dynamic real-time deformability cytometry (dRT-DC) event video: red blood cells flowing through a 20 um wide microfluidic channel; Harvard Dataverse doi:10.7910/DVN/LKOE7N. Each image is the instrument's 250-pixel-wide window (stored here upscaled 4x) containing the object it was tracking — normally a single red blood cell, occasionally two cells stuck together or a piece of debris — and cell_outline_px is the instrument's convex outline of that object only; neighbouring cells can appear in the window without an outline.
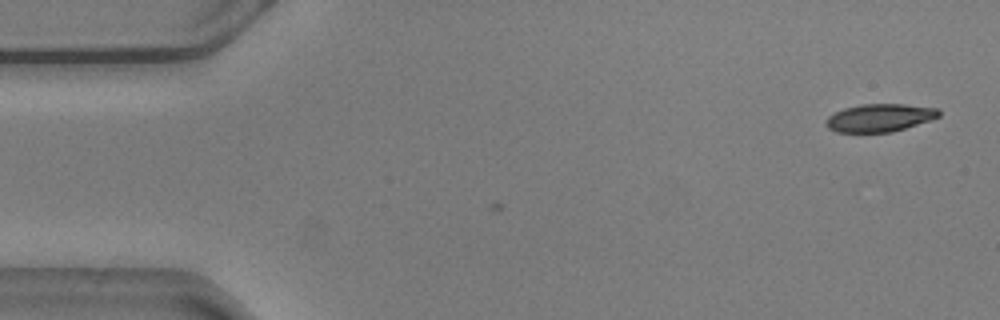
{"species": "common noctule bat (a hibernating species)", "species_latin": "Nyctalus noctula", "temperature_condition": "warm", "stored_images_in_passage": 3, "camera_frame_rate_fps": 3000, "um_per_image_px": 0.085, "animal": {"sex": "male", "body_mass_g": 20.5, "forearm_length_mm": 52.5}, "frame": {"image": 1, "passage_image": 3, "time_ms": 0.667, "image_size_px": [1000, 320], "cell_outline_px": [[940, 116], [932, 120], [892, 132], [836, 132], [828, 128], [824, 120], [828, 116], [844, 108], [864, 104], [904, 104], [940, 108]], "centroid_in_image_um": [74.8, 10.01], "position_along_channel_um": 10.2, "area_um2": 18.44}}